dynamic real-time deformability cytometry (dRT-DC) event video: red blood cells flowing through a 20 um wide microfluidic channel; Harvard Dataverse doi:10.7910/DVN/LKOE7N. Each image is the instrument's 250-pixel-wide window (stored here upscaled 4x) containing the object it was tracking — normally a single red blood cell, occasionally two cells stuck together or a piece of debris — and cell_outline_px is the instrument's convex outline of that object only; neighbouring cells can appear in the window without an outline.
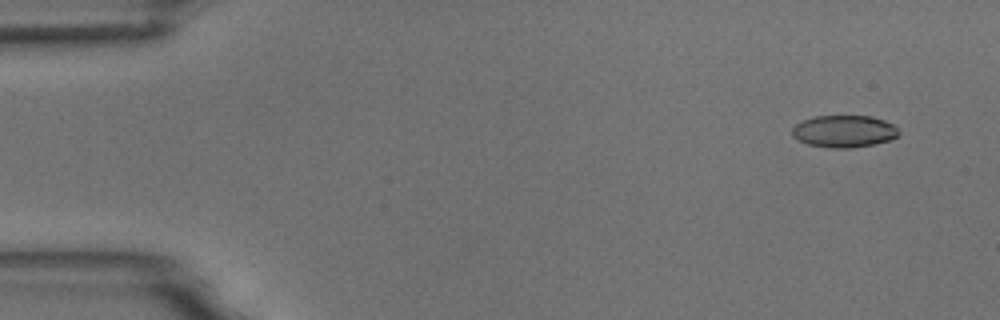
{"species": "common noctule bat (a hibernating species)", "species_latin": "Nyctalus noctula", "temperature_condition": "room temperature", "stored_images_in_passage": 8, "camera_frame_rate_fps": 3000, "um_per_image_px": 0.085, "animal": {"sex": "male", "body_mass_g": 18.8}, "frame": {"image": 1, "passage_image": 1, "time_ms": 0.0, "image_size_px": [1000, 320], "cell_outline_px": [[900, 132], [892, 140], [872, 144], [848, 148], [832, 148], [808, 144], [792, 136], [792, 128], [796, 124], [804, 120], [816, 116], [872, 116], [884, 120], [892, 124]], "centroid_in_image_um": [71.75, 11.16], "position_along_channel_um": 13.2, "area_um2": 19.77}}
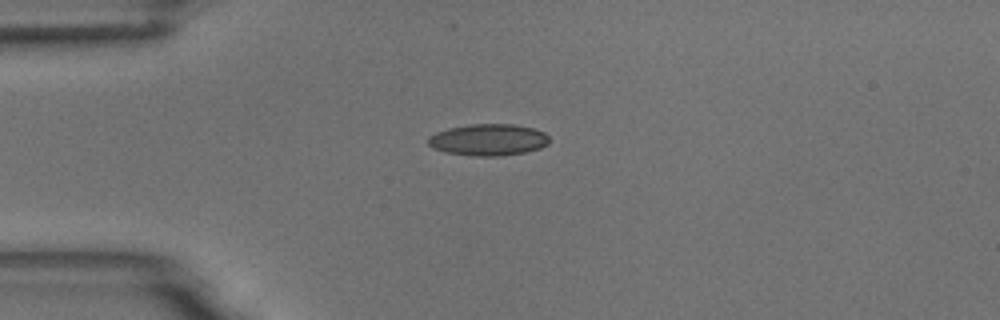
{"frame": {"image": 2, "passage_image": 4, "time_ms": 3.333, "image_size_px": [1000, 320], "cell_outline_px": [[548, 144], [540, 148], [524, 152], [500, 156], [472, 156], [444, 152], [432, 148], [428, 144], [428, 136], [436, 132], [448, 128], [472, 124], [516, 124], [532, 128], [544, 132], [548, 136]], "centroid_in_image_um": [41.48, 11.88], "position_along_channel_um": 43.5, "area_um2": 22.43}}